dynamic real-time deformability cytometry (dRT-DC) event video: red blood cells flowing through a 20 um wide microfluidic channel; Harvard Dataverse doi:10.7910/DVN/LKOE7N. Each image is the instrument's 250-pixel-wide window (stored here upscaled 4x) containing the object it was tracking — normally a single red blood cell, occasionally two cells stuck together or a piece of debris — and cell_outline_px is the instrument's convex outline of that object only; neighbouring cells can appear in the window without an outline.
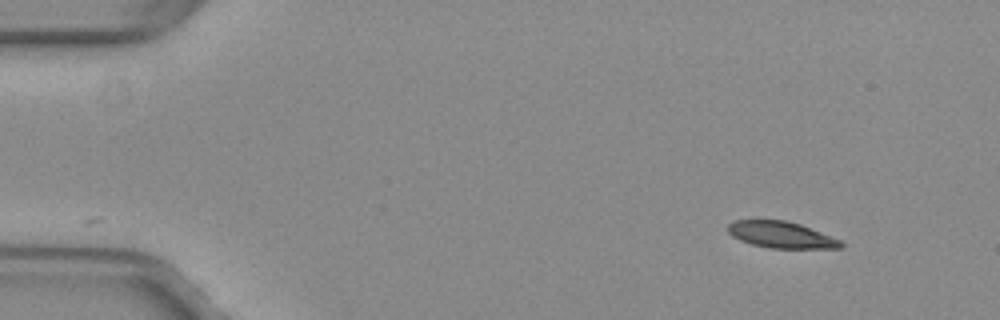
{"species": "common noctule bat (a hibernating species)", "species_latin": "Nyctalus noctula", "temperature_condition": "warm", "stored_images_in_passage": 48, "camera_frame_rate_fps": 3000, "um_per_image_px": 0.085, "animal": {"sex": "female", "body_mass_g": 29.2, "forearm_length_mm": 56.3}, "frame": {"image": 1, "passage_image": 1, "time_ms": 0.0, "image_size_px": [1000, 320], "cell_outline_px": [[844, 248], [768, 248], [752, 244], [740, 240], [732, 236], [728, 232], [728, 224], [732, 220], [756, 216], [784, 220], [800, 224], [840, 240], [844, 244]], "centroid_in_image_um": [66.29, 19.9], "position_along_channel_um": 18.7, "area_um2": 18.09}}
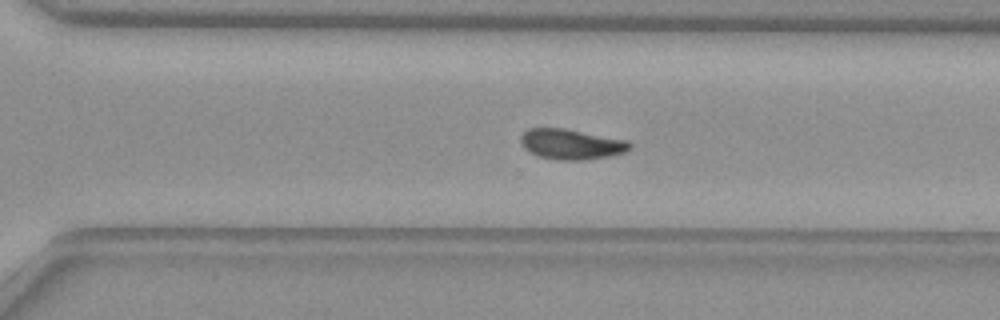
{"frame": {"image": 2, "passage_image": 32, "time_ms": 10.333, "image_size_px": [1000, 320], "cell_outline_px": [[632, 148], [624, 152], [608, 156], [584, 160], [556, 160], [540, 156], [528, 152], [524, 148], [520, 140], [520, 136], [528, 128], [564, 128], [628, 140], [632, 144]], "centroid_in_image_um": [48.55, 12.25], "position_along_channel_um": 322.0, "area_um2": 19.36}}
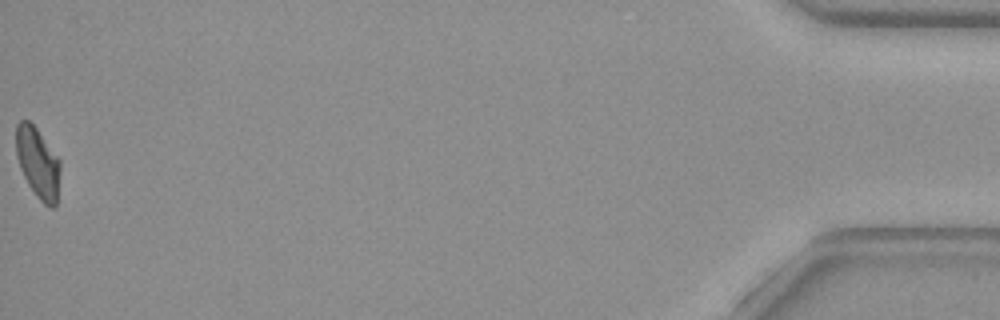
{"frame": {"image": 3, "passage_image": 48, "time_ms": 15.667, "image_size_px": [1000, 320], "cell_outline_px": [[60, 168], [56, 208], [48, 208], [36, 196], [28, 184], [20, 168], [16, 156], [16, 124], [20, 120], [28, 120], [36, 128], [60, 160]], "centroid_in_image_um": [3.21, 13.87], "position_along_channel_um": 432.0, "area_um2": 18.21}, "authors_computed_cell_mechanics": {"area_um2": 18.8139, "velocity_mm_per_s": 3.9802, "shape_relaxation_time_tau1_ms": 5.4164, "shape_relaxation_time_tau2_ms": null, "deformation_change_tau1": 0.1579, "deformation_change_tau2": null}}